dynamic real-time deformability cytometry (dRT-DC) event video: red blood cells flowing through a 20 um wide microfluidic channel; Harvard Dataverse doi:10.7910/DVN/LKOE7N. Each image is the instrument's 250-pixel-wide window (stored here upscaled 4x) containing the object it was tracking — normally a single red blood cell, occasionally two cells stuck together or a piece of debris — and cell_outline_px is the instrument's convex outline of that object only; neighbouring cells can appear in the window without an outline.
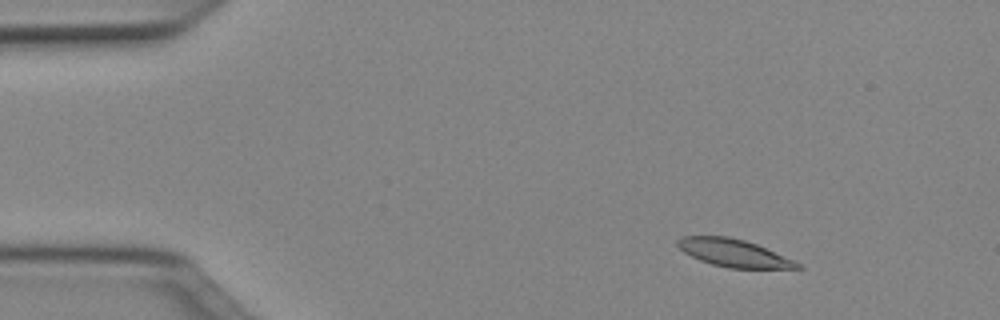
{"species": "Egyptian fruit bat (a non-hibernating species)", "species_latin": "Rousettus aegyptiacus", "temperature_condition": "cold", "stored_images_in_passage": 50, "camera_frame_rate_fps": 3000, "um_per_image_px": 0.085, "animal": {"sex": "female"}, "frame": {"image": 1, "passage_image": 6, "time_ms": 1.667, "image_size_px": [1000, 320], "cell_outline_px": [[804, 268], [728, 268], [712, 264], [700, 260], [684, 252], [676, 244], [676, 240], [684, 236], [728, 236], [744, 240], [756, 244], [792, 260], [800, 264]], "centroid_in_image_um": [62.32, 21.5], "position_along_channel_um": 22.7, "area_um2": 18.9}}
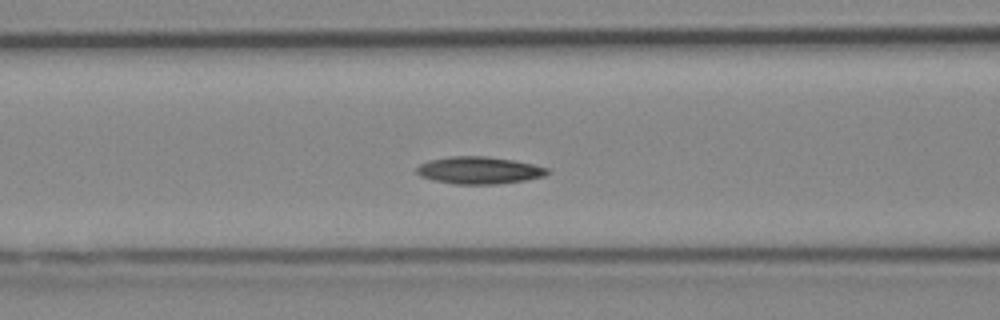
{"frame": {"image": 2, "passage_image": 20, "time_ms": 6.333, "image_size_px": [1000, 320], "cell_outline_px": [[552, 172], [544, 176], [524, 180], [496, 184], [456, 184], [432, 180], [420, 176], [416, 172], [416, 168], [420, 164], [428, 160], [448, 156], [488, 156], [512, 160], [532, 164], [548, 168]], "centroid_in_image_um": [40.7, 14.47], "position_along_channel_um": 125.9, "area_um2": 20.81}}
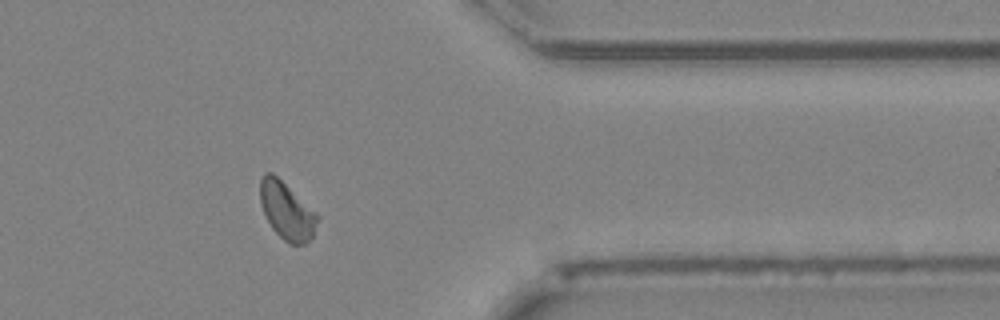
{"frame": {"image": 3, "passage_image": 41, "time_ms": 13.333, "image_size_px": [1000, 320], "cell_outline_px": [[320, 216], [312, 236], [304, 244], [292, 244], [284, 240], [272, 228], [260, 204], [260, 176], [264, 172], [272, 172], [316, 212]], "centroid_in_image_um": [24.36, 17.89], "position_along_channel_um": 387.0, "area_um2": 18.9}, "authors_computed_cell_mechanics": {"area_um2": 19.5942, "velocity_mm_per_s": 3.9373, "shape_relaxation_time_tau1_ms": 3.4011, "shape_relaxation_time_tau2_ms": null, "deformation_change_tau1": 0.1187, "deformation_change_tau2": null}}